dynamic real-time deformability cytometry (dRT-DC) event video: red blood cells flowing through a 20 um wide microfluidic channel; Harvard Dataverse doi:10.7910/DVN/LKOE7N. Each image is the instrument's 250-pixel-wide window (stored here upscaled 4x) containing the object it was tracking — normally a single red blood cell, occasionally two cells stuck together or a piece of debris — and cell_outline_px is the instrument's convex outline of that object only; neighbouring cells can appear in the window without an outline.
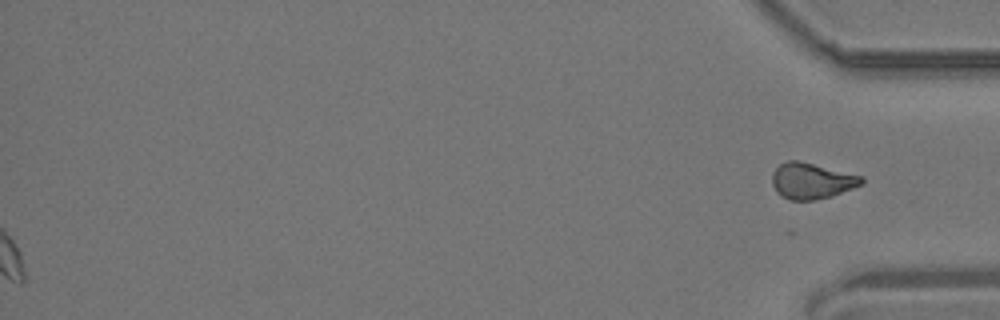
{"species": "common noctule bat (a hibernating species)", "species_latin": "Nyctalus noctula", "temperature_condition": "room temperature", "stored_images_in_passage": 16, "camera_frame_rate_fps": 3000, "um_per_image_px": 0.085, "animal": {"sex": "male", "body_mass_g": 19.2, "forearm_length_mm": 51.8}, "frame": {"image": 1, "passage_image": 16, "time_ms": 23.333, "image_size_px": [1000, 320], "cell_outline_px": [[864, 184], [832, 196], [812, 200], [792, 200], [780, 196], [776, 192], [772, 184], [772, 172], [780, 164], [788, 160], [800, 160], [864, 176]], "centroid_in_image_um": [69.0, 15.36], "position_along_channel_um": 366.2, "area_um2": 19.02}}